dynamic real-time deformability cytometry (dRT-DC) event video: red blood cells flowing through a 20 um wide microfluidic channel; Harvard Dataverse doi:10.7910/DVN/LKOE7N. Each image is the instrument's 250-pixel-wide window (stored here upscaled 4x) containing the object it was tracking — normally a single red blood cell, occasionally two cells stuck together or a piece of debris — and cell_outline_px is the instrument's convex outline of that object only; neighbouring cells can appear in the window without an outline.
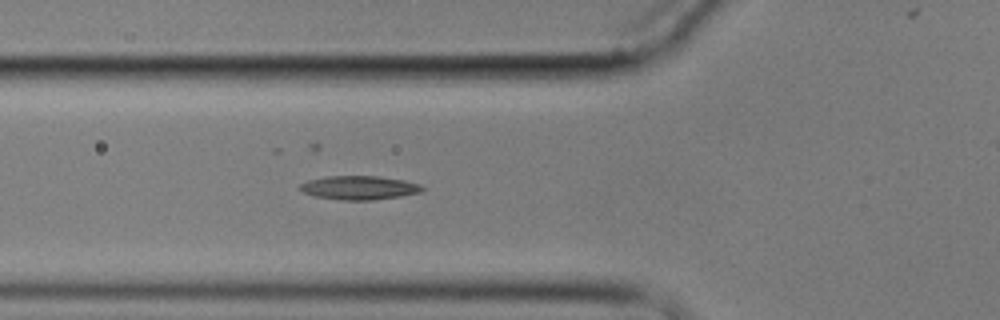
{"species": "common noctule bat (a hibernating species)", "species_latin": "Nyctalus noctula", "temperature_condition": "cold", "stored_images_in_passage": 6, "segment_of_instrument_passage": [1, 2], "camera_frame_rate_fps": 3000, "um_per_image_px": 0.085, "animal": {"sex": "male", "body_mass_g": 17.9}, "frame": {"image": 1, "passage_image": 5, "time_ms": 5.667, "image_size_px": [1000, 320], "cell_outline_px": [[424, 188], [420, 192], [400, 196], [372, 200], [340, 200], [316, 196], [304, 192], [300, 188], [300, 184], [308, 180], [328, 176], [380, 176], [404, 180], [420, 184]], "centroid_in_image_um": [30.55, 15.95], "position_along_channel_um": 95.3, "area_um2": 16.82}}